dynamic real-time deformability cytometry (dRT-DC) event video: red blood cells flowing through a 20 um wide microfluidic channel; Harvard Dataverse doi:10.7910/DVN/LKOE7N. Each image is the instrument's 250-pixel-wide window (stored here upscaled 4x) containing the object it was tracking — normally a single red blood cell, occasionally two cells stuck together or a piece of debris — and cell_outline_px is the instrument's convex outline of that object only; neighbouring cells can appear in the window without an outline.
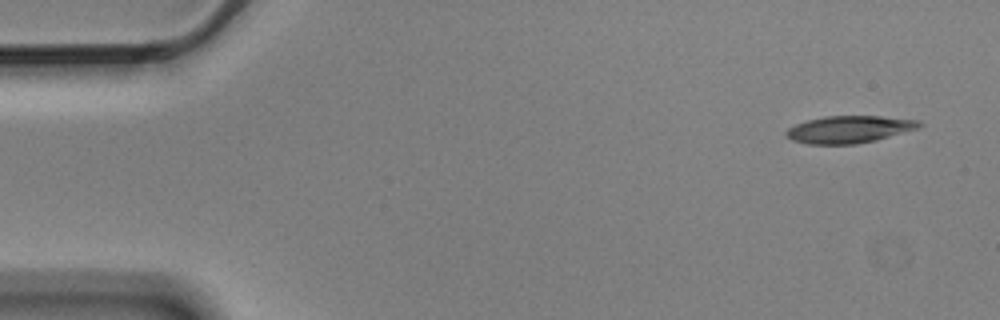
{"species": "Egyptian fruit bat (a non-hibernating species)", "species_latin": "Rousettus aegyptiacus", "temperature_condition": "cold", "stored_images_in_passage": 4, "camera_frame_rate_fps": 3000, "um_per_image_px": 0.085, "animal": {"sex": "male"}, "frame": {"image": 1, "passage_image": 1, "time_ms": 0.0, "image_size_px": [1000, 320], "cell_outline_px": [[924, 124], [916, 128], [876, 140], [856, 144], [808, 144], [792, 140], [784, 136], [784, 132], [788, 128], [796, 124], [808, 120], [824, 116], [880, 116], [920, 120]], "centroid_in_image_um": [72.14, 10.99], "position_along_channel_um": 12.9, "area_um2": 21.04}}